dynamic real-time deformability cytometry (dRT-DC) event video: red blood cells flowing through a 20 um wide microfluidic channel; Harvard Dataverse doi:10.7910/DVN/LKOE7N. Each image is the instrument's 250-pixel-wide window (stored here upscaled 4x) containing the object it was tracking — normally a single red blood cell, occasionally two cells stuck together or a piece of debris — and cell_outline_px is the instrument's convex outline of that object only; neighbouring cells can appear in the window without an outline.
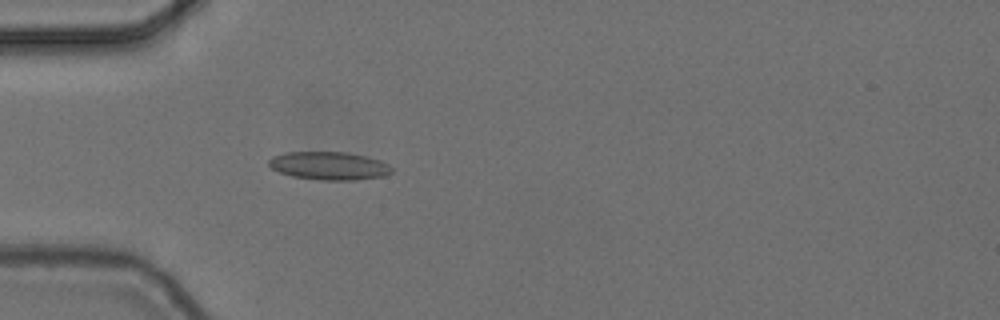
{"species": "common noctule bat (a hibernating species)", "species_latin": "Nyctalus noctula", "temperature_condition": "cold", "stored_images_in_passage": 5, "camera_frame_rate_fps": 3000, "um_per_image_px": 0.085, "animal": {"sex": "female", "body_mass_g": 24.6, "forearm_length_mm": 56.2}, "frame": {"image": 1, "passage_image": 5, "time_ms": 1.333, "image_size_px": [1000, 320], "cell_outline_px": [[392, 172], [388, 176], [356, 180], [320, 180], [292, 176], [280, 172], [272, 168], [268, 164], [268, 160], [272, 156], [284, 152], [348, 152], [368, 156], [380, 160], [388, 164], [392, 168]], "centroid_in_image_um": [28.01, 14.09], "position_along_channel_um": 57.0, "area_um2": 20.4}}